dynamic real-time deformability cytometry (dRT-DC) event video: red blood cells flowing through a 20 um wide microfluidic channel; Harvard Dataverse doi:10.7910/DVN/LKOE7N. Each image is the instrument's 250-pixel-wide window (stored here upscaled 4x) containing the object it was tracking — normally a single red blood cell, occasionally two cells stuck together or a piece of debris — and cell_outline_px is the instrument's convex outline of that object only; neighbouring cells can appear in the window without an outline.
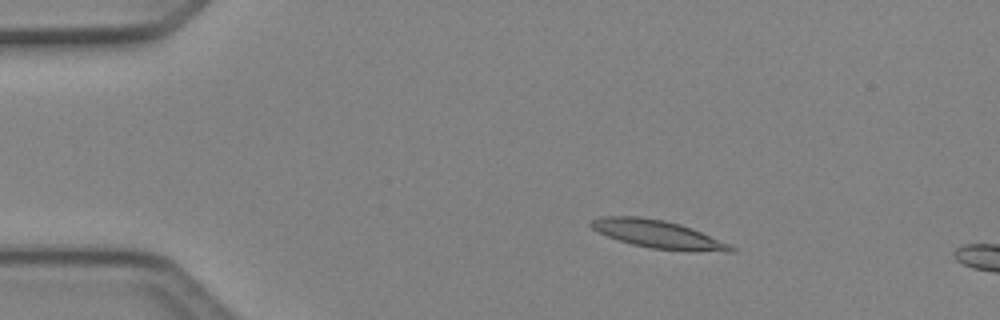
{"species": "Egyptian fruit bat (a non-hibernating species)", "species_latin": "Rousettus aegyptiacus", "temperature_condition": "cold", "stored_images_in_passage": 4, "camera_frame_rate_fps": 3000, "um_per_image_px": 0.085, "animal": {"sex": "female"}, "frame": {"image": 1, "passage_image": 2, "time_ms": 0.333, "image_size_px": [1000, 320], "cell_outline_px": [[736, 252], [692, 252], [652, 248], [632, 244], [608, 236], [592, 228], [588, 224], [592, 220], [600, 216], [640, 216], [664, 220], [680, 224], [692, 228], [728, 244], [736, 248]], "centroid_in_image_um": [55.95, 19.92], "position_along_channel_um": 29.0, "area_um2": 22.77}}